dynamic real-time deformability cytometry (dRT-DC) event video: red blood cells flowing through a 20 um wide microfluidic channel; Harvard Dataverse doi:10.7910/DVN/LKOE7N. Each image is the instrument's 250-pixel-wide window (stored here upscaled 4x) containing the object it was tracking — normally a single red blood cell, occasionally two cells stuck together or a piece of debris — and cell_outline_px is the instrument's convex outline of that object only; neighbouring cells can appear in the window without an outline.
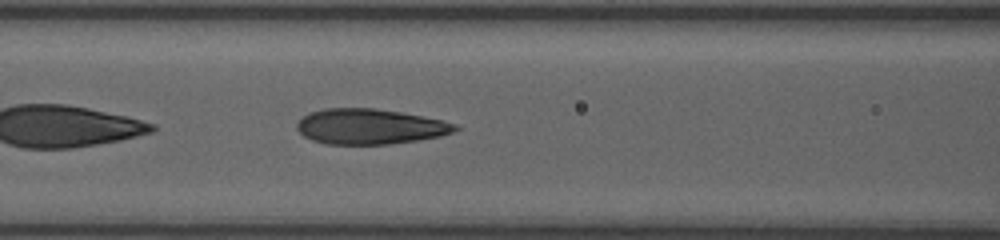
{"species": "human", "species_latin": "Homo sapiens", "temperature_condition": "room temperature", "stored_images_in_passage": 15, "segment_of_instrument_passage": [2, 2], "camera_frame_rate_fps": 3000, "um_per_image_px": 0.085, "donor": {"sex": "female"}, "frame": {"image": 1, "passage_image": 15, "time_ms": 8.0, "image_size_px": [1000, 240], "cell_outline_px": [[460, 128], [452, 132], [440, 136], [416, 140], [388, 144], [324, 144], [312, 140], [304, 136], [296, 128], [296, 124], [308, 112], [324, 108], [376, 108], [400, 112], [440, 120], [456, 124]], "centroid_in_image_um": [31.39, 10.75], "position_along_channel_um": 135.2, "area_um2": 32.43}}